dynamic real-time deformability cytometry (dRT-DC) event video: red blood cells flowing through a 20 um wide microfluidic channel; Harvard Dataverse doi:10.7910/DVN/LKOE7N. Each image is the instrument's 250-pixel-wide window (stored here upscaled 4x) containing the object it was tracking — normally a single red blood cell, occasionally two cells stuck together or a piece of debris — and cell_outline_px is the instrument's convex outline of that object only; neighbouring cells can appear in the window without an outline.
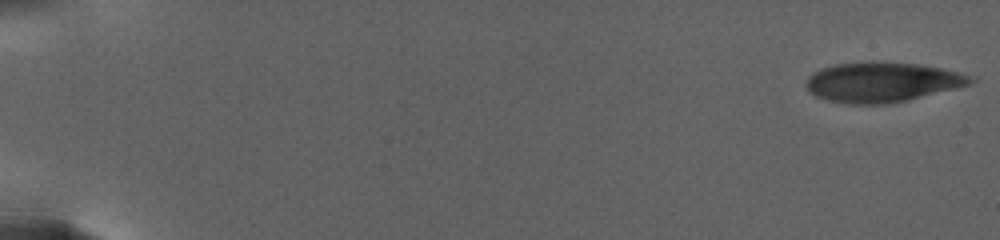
{"species": "human", "species_latin": "Homo sapiens", "temperature_condition": "warm", "stored_images_in_passage": 31, "camera_frame_rate_fps": 3000, "um_per_image_px": 0.085, "donor": {"sex": "female"}, "frame": {"image": 1, "passage_image": 1, "time_ms": 0.0, "image_size_px": [1000, 240], "cell_outline_px": [[976, 80], [968, 84], [908, 100], [888, 104], [852, 104], [828, 100], [816, 96], [804, 84], [808, 76], [812, 72], [820, 68], [836, 64], [872, 60], [884, 60], [916, 64], [940, 68], [956, 72], [968, 76]], "centroid_in_image_um": [74.89, 6.96], "position_along_channel_um": 10.1, "area_um2": 38.15}}